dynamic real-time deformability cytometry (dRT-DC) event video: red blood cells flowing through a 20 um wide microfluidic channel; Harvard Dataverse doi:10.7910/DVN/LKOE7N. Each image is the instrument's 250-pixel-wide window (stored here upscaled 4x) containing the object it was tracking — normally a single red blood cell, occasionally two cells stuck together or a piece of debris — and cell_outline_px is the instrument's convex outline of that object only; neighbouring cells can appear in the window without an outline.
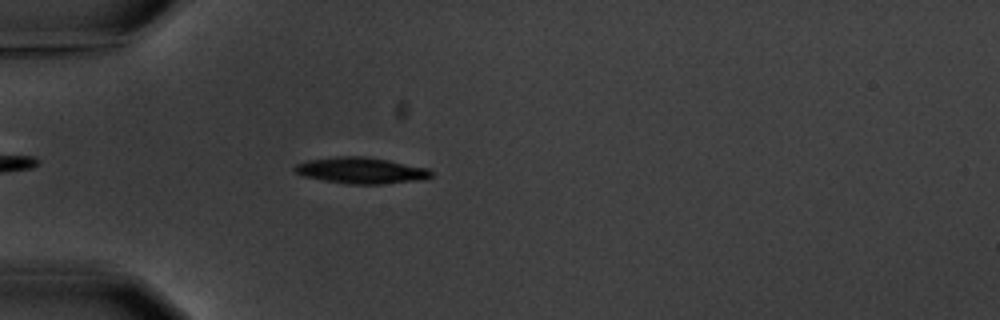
{"species": "common noctule bat (a hibernating species)", "species_latin": "Nyctalus noctula", "temperature_condition": "warm", "stored_images_in_passage": 6, "camera_frame_rate_fps": 3000, "um_per_image_px": 0.085, "animal": {"sex": "male", "body_mass_g": 20.1, "forearm_length_mm": 53.5}, "frame": {"image": 1, "passage_image": 6, "time_ms": 5.667, "image_size_px": [1000, 320], "cell_outline_px": [[432, 176], [420, 180], [380, 184], [348, 184], [324, 180], [304, 176], [296, 172], [292, 168], [296, 164], [308, 160], [336, 156], [364, 156], [388, 160], [428, 168], [432, 172]], "centroid_in_image_um": [30.68, 14.48], "position_along_channel_um": 54.3, "area_um2": 20.75}}